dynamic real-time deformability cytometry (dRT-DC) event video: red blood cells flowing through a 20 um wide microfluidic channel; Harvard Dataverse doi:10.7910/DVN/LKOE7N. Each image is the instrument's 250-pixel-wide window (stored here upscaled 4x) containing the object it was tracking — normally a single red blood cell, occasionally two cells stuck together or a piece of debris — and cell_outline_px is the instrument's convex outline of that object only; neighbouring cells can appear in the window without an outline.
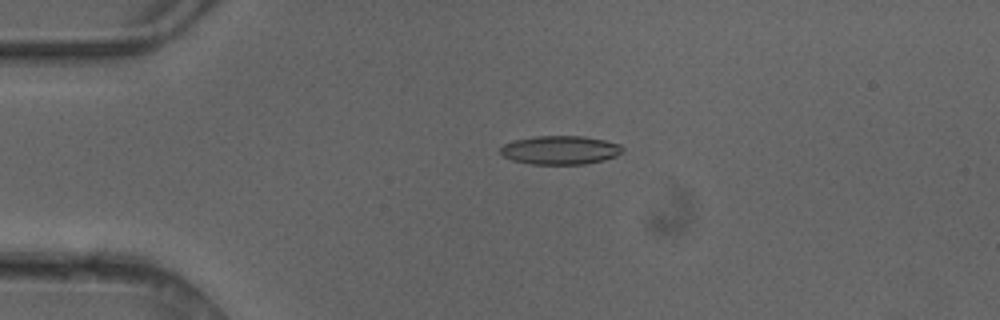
{"species": "common noctule bat (a hibernating species)", "species_latin": "Nyctalus noctula", "temperature_condition": "cold", "stored_images_in_passage": 6, "camera_frame_rate_fps": 3000, "um_per_image_px": 0.085, "animal": {"sex": "female"}, "frame": {"image": 1, "passage_image": 4, "time_ms": 1.0, "image_size_px": [1000, 320], "cell_outline_px": [[624, 152], [616, 156], [604, 160], [584, 164], [532, 164], [512, 160], [504, 156], [500, 152], [500, 148], [504, 144], [516, 140], [536, 136], [584, 136], [604, 140], [620, 144], [624, 148]], "centroid_in_image_um": [47.66, 12.75], "position_along_channel_um": 37.3, "area_um2": 20.4}}
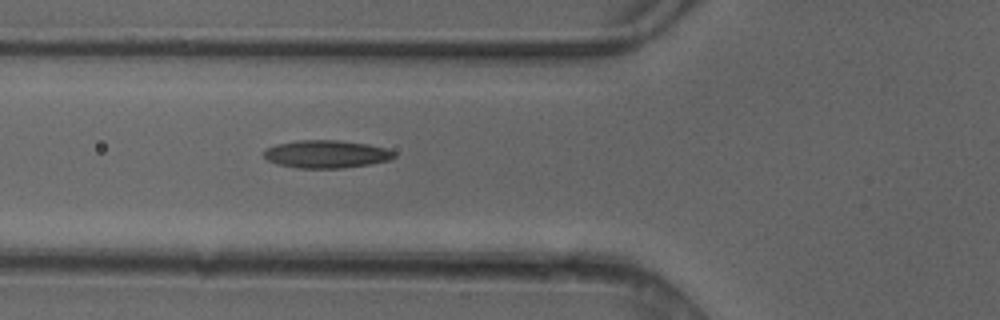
{"frame": {"image": 2, "passage_image": 6, "time_ms": 1.667, "image_size_px": [1000, 320], "cell_outline_px": [[396, 156], [392, 160], [368, 164], [340, 168], [296, 168], [276, 164], [268, 160], [264, 156], [264, 152], [268, 148], [276, 144], [296, 140], [340, 140], [368, 144], [384, 148], [396, 152]], "centroid_in_image_um": [27.75, 13.1], "position_along_channel_um": 98.1, "area_um2": 21.15}}